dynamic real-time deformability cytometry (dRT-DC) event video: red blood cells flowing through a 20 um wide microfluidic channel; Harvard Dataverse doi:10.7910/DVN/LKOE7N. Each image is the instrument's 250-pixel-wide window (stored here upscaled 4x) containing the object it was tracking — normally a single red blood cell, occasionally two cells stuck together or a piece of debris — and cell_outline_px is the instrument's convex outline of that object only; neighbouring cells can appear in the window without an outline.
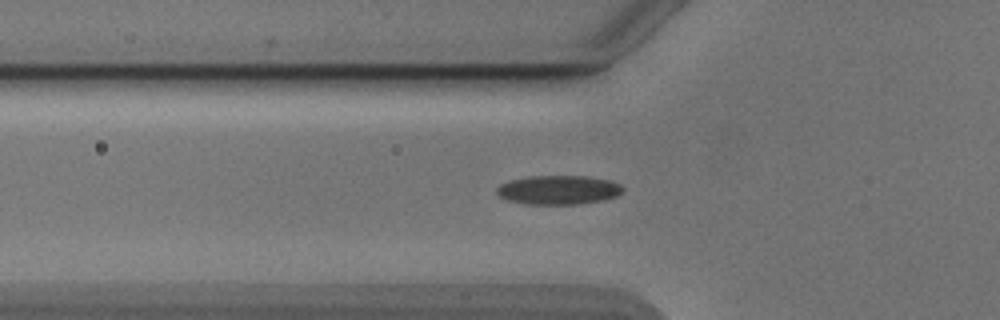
{"species": "Egyptian fruit bat (a non-hibernating species)", "species_latin": "Rousettus aegyptiacus", "temperature_condition": "cold", "stored_images_in_passage": 50, "camera_frame_rate_fps": 3000, "um_per_image_px": 0.085, "animal": {"sex": "male"}, "frame": {"image": 1, "passage_image": 16, "time_ms": 5.0, "image_size_px": [1000, 320], "cell_outline_px": [[624, 188], [616, 196], [604, 200], [580, 204], [528, 204], [508, 200], [500, 196], [496, 192], [496, 188], [500, 184], [512, 180], [528, 176], [588, 176], [608, 180], [620, 184]], "centroid_in_image_um": [47.47, 16.14], "position_along_channel_um": 78.3, "area_um2": 21.27}}
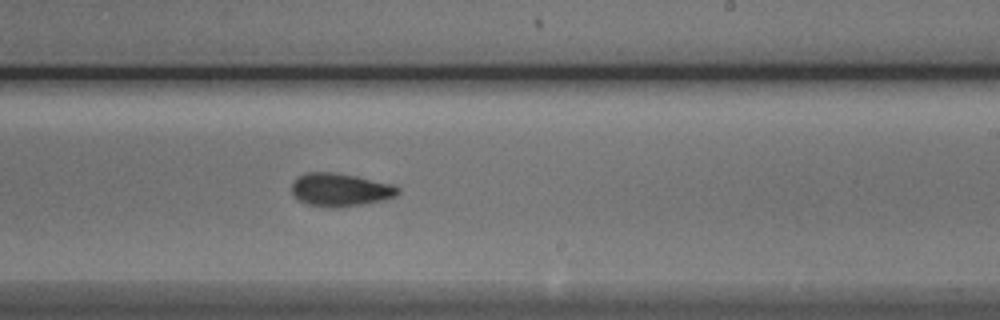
{"frame": {"image": 2, "passage_image": 30, "time_ms": 9.667, "image_size_px": [1000, 320], "cell_outline_px": [[400, 192], [396, 196], [384, 200], [364, 204], [336, 208], [332, 208], [308, 204], [300, 200], [292, 192], [292, 180], [304, 172], [336, 172], [356, 176], [392, 184], [400, 188]], "centroid_in_image_um": [28.93, 16.12], "position_along_channel_um": 260.1, "area_um2": 20.63}}
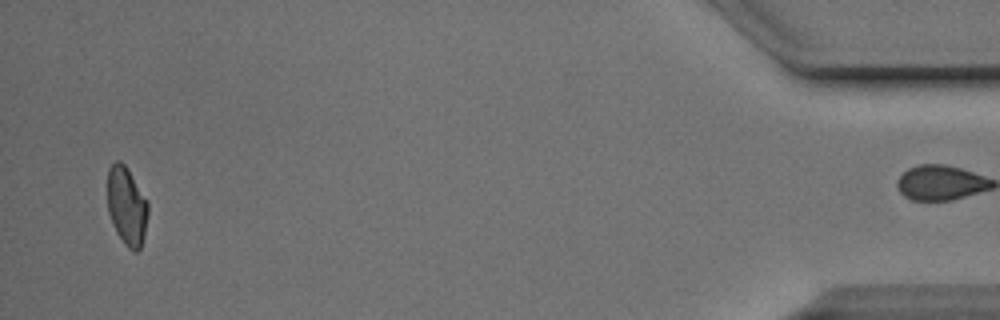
{"frame": {"image": 3, "passage_image": 49, "time_ms": 16.0, "image_size_px": [1000, 320], "cell_outline_px": [[148, 212], [144, 236], [140, 248], [136, 252], [132, 252], [124, 244], [116, 232], [112, 224], [108, 212], [108, 168], [116, 160], [120, 160], [124, 164], [148, 204]], "centroid_in_image_um": [10.75, 17.56], "position_along_channel_um": 424.4, "area_um2": 18.26}, "authors_computed_cell_mechanics": {"area_um2": 19.7965, "velocity_mm_per_s": 3.8876, "shape_relaxation_time_tau1_ms": 4.1178, "shape_relaxation_time_tau2_ms": 2.4215, "deformation_change_tau1": 0.1211, "deformation_change_tau2": 0.0842}}